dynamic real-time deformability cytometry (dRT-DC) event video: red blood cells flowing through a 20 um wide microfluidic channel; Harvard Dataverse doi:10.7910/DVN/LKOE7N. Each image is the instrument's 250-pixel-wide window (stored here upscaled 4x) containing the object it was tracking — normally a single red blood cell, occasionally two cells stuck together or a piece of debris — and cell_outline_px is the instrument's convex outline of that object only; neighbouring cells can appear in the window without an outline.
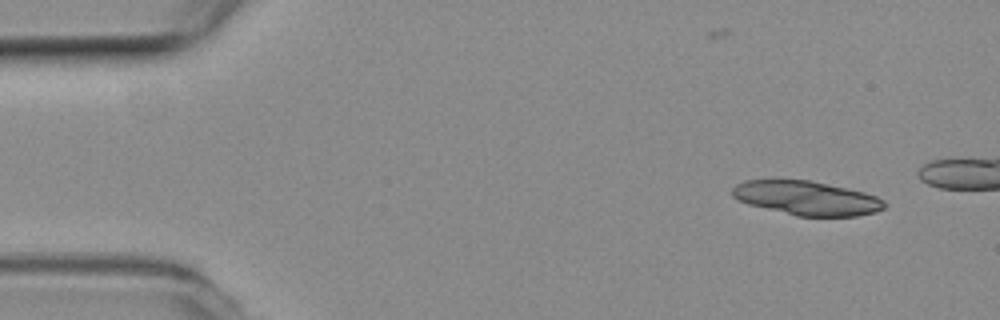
{"species": "common noctule bat (a hibernating species)", "species_latin": "Nyctalus noctula", "temperature_condition": "room temperature", "stored_images_in_passage": 5, "camera_frame_rate_fps": 3000, "um_per_image_px": 0.085, "animal": {"sex": "female", "body_mass_g": 19.3, "forearm_length_mm": 54.1}, "frame": {"image": 1, "passage_image": 1, "time_ms": 0.0, "image_size_px": [1000, 320], "cell_outline_px": [[884, 208], [876, 212], [856, 216], [796, 216], [748, 204], [732, 196], [732, 188], [736, 184], [744, 180], [772, 176], [812, 180], [848, 188], [864, 192], [876, 196], [884, 200]], "centroid_in_image_um": [68.49, 16.78], "position_along_channel_um": 16.5, "area_um2": 31.21}}